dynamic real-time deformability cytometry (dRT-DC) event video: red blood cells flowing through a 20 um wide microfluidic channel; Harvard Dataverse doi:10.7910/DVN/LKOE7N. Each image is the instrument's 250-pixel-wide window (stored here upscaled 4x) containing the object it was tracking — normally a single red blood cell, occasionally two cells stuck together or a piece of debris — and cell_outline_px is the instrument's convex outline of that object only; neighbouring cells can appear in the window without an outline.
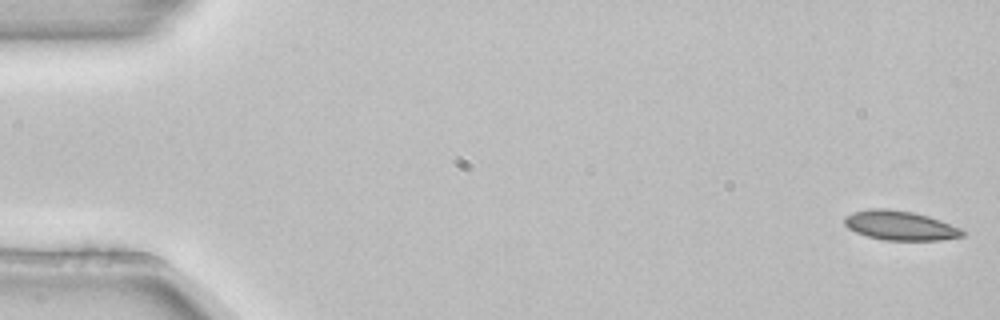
{"species": "common noctule bat (a hibernating species)", "species_latin": "Nyctalus noctula", "temperature_condition": "room temperature", "stored_images_in_passage": 7, "camera_frame_rate_fps": 3000, "um_per_image_px": 0.085, "animal": {"sex": "female", "body_mass_g": 22.7, "forearm_length_mm": 54.2}, "frame": {"image": 1, "passage_image": 1, "time_ms": 0.0, "image_size_px": [1000, 320], "cell_outline_px": [[968, 232], [964, 236], [940, 240], [884, 240], [868, 236], [856, 232], [848, 228], [844, 224], [844, 216], [852, 212], [872, 208], [888, 208], [912, 212], [928, 216], [940, 220], [960, 228]], "centroid_in_image_um": [76.51, 19.16], "position_along_channel_um": 8.5, "area_um2": 20.29}}
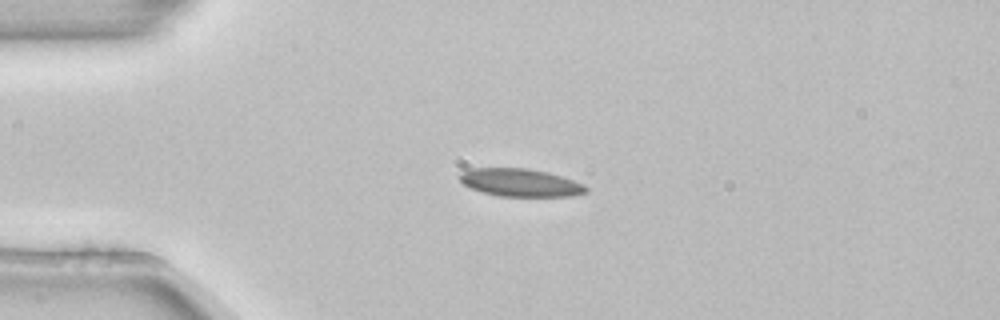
{"frame": {"image": 2, "passage_image": 4, "time_ms": 1.0, "image_size_px": [1000, 320], "cell_outline_px": [[588, 192], [572, 196], [500, 196], [484, 192], [472, 188], [464, 184], [460, 180], [460, 172], [472, 168], [528, 168], [548, 172], [584, 184], [588, 188]], "centroid_in_image_um": [44.25, 15.52], "position_along_channel_um": 40.7, "area_um2": 20.35}}